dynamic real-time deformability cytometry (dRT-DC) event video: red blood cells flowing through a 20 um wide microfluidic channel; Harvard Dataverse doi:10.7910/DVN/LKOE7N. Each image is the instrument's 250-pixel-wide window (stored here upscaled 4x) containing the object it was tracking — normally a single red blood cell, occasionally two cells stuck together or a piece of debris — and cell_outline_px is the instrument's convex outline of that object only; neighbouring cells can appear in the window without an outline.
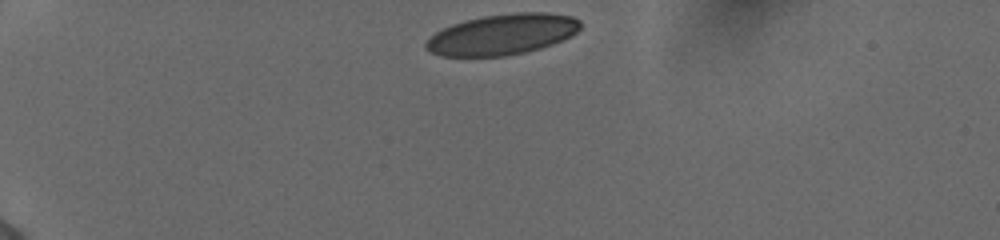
{"species": "human", "species_latin": "Homo sapiens", "temperature_condition": "cold", "stored_images_in_passage": 36, "camera_frame_rate_fps": 3000, "um_per_image_px": 0.085, "donor": {"sex": "female"}, "frame": {"image": 1, "passage_image": 1, "time_ms": 0.0, "image_size_px": [1000, 240], "cell_outline_px": [[580, 28], [576, 32], [552, 44], [540, 48], [524, 52], [504, 56], [440, 56], [428, 52], [424, 48], [424, 44], [436, 32], [452, 24], [464, 20], [484, 16], [512, 12], [544, 12], [572, 16], [580, 20]], "centroid_in_image_um": [42.66, 2.92], "position_along_channel_um": 42.3, "area_um2": 36.53}}
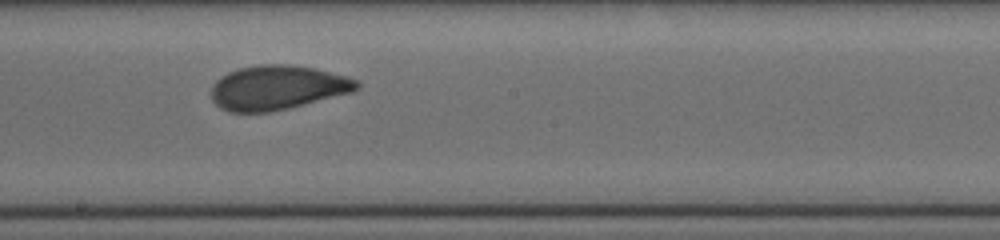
{"frame": {"image": 2, "passage_image": 20, "time_ms": 6.333, "image_size_px": [1000, 240], "cell_outline_px": [[360, 88], [352, 92], [288, 108], [268, 112], [228, 112], [220, 108], [212, 100], [212, 84], [220, 76], [228, 72], [240, 68], [260, 64], [292, 64], [316, 68], [344, 76], [356, 80], [360, 84]], "centroid_in_image_um": [23.55, 7.44], "position_along_channel_um": 224.6, "area_um2": 37.63}}
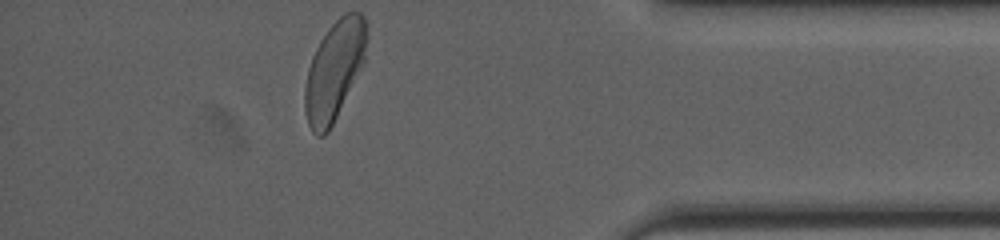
{"frame": {"image": 3, "passage_image": 36, "time_ms": 11.667, "image_size_px": [1000, 240], "cell_outline_px": [[368, 40], [364, 64], [328, 132], [324, 136], [316, 136], [312, 132], [308, 124], [304, 108], [304, 88], [308, 68], [312, 56], [320, 40], [328, 28], [344, 12], [360, 12], [364, 16], [368, 36]], "centroid_in_image_um": [28.42, 5.98], "position_along_channel_um": 406.8, "area_um2": 36.01}, "authors_computed_cell_mechanics": {"area_um2": 37.6278, "velocity_mm_per_s": 3.8723, "shape_relaxation_time_tau1_ms": 4.4169, "shape_relaxation_time_tau2_ms": 0.8379, "deformation_change_tau1": 0.1539, "deformation_change_tau2": 0.0587}}